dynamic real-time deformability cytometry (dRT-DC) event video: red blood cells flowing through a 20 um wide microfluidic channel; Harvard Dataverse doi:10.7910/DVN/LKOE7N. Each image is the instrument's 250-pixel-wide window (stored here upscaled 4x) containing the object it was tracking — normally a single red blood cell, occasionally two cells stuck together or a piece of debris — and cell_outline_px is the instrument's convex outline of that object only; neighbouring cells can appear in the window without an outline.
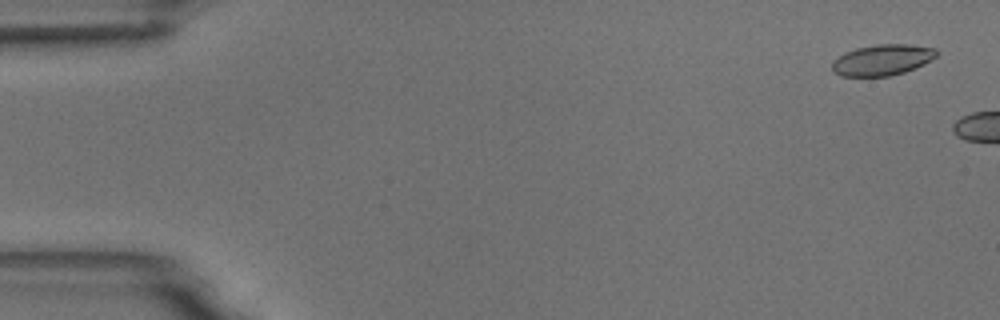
{"species": "common noctule bat (a hibernating species)", "species_latin": "Nyctalus noctula", "temperature_condition": "room temperature", "stored_images_in_passage": 2, "camera_frame_rate_fps": 3000, "um_per_image_px": 0.085, "animal": {"sex": "male", "body_mass_g": 18.8}, "frame": {"image": 1, "passage_image": 1, "time_ms": 0.0, "image_size_px": [1000, 320], "cell_outline_px": [[940, 52], [932, 60], [924, 64], [904, 72], [888, 76], [840, 76], [832, 72], [832, 60], [844, 52], [856, 48], [876, 44], [908, 44], [936, 48]], "centroid_in_image_um": [74.99, 5.09], "position_along_channel_um": 10.0, "area_um2": 19.07}}